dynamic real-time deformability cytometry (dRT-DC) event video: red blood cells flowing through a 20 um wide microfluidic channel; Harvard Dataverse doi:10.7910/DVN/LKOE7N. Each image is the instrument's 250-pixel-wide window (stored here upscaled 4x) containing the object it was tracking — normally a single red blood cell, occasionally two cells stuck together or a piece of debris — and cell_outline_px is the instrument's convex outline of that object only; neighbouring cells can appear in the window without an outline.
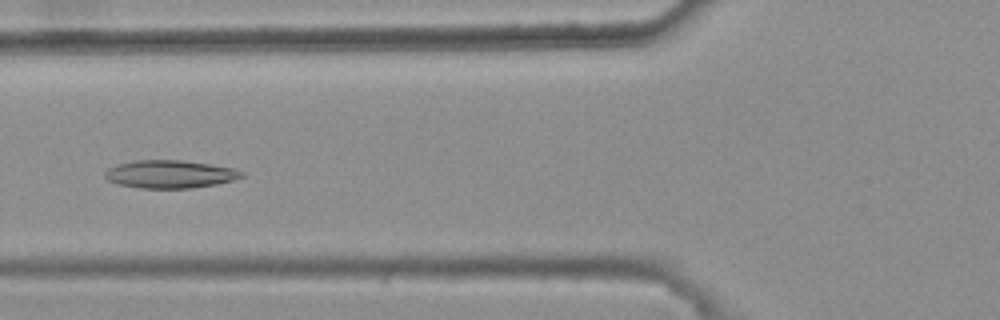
{"species": "common noctule bat (a hibernating species)", "species_latin": "Nyctalus noctula", "temperature_condition": "warm", "stored_images_in_passage": 46, "camera_frame_rate_fps": 3000, "um_per_image_px": 0.085, "animal": {"sex": "female", "body_mass_g": 25.1}, "frame": {"image": 1, "passage_image": 21, "time_ms": 6.667, "image_size_px": [1000, 320], "cell_outline_px": [[244, 176], [232, 180], [216, 184], [192, 188], [140, 188], [116, 184], [108, 180], [104, 176], [104, 172], [108, 168], [116, 164], [132, 160], [180, 160], [212, 164], [232, 168], [244, 172]], "centroid_in_image_um": [14.4, 14.8], "position_along_channel_um": 111.4, "area_um2": 22.37}}
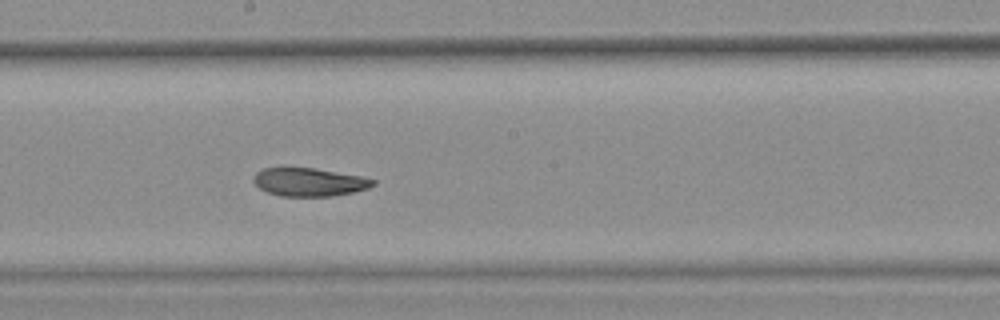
{"frame": {"image": 2, "passage_image": 30, "time_ms": 9.667, "image_size_px": [1000, 320], "cell_outline_px": [[376, 184], [368, 188], [352, 192], [332, 196], [280, 196], [268, 192], [260, 188], [252, 180], [252, 176], [256, 172], [264, 168], [284, 164], [316, 168], [360, 176], [376, 180]], "centroid_in_image_um": [26.21, 15.42], "position_along_channel_um": 222.0, "area_um2": 20.35}}
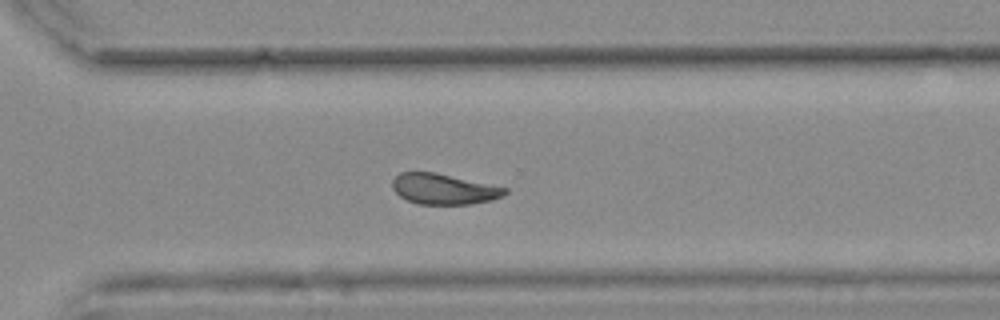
{"frame": {"image": 3, "passage_image": 39, "time_ms": 12.667, "image_size_px": [1000, 320], "cell_outline_px": [[508, 192], [504, 196], [492, 200], [472, 204], [420, 204], [408, 200], [400, 196], [392, 188], [392, 180], [400, 172], [436, 172], [508, 188]], "centroid_in_image_um": [37.74, 16.06], "position_along_channel_um": 332.9, "area_um2": 20.11}, "authors_computed_cell_mechanics": {"area_um2": 21.5883, "velocity_mm_per_s": 3.6916, "shape_relaxation_time_tau1_ms": null, "shape_relaxation_time_tau2_ms": 4.0161, "deformation_change_tau1": null, "deformation_change_tau2": 0.102}}